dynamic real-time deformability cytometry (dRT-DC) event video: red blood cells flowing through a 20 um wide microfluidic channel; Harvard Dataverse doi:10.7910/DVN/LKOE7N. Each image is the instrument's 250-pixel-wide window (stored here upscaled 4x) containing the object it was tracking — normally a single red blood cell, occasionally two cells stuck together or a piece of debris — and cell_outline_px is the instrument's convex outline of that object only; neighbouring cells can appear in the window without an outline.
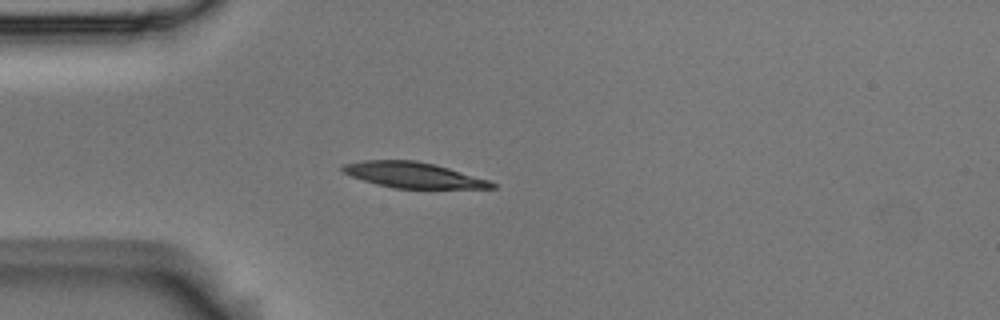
{"species": "Egyptian fruit bat (a non-hibernating species)", "species_latin": "Rousettus aegyptiacus", "temperature_condition": "room temperature", "stored_images_in_passage": 6, "camera_frame_rate_fps": 3000, "um_per_image_px": 0.085, "animal": {"sex": "male"}, "frame": {"image": 1, "passage_image": 3, "time_ms": 0.667, "image_size_px": [1000, 320], "cell_outline_px": [[496, 188], [392, 188], [376, 184], [352, 176], [344, 172], [340, 168], [344, 164], [364, 160], [416, 160], [448, 168], [488, 180], [496, 184]], "centroid_in_image_um": [35.1, 14.87], "position_along_channel_um": 49.9, "area_um2": 21.91}}
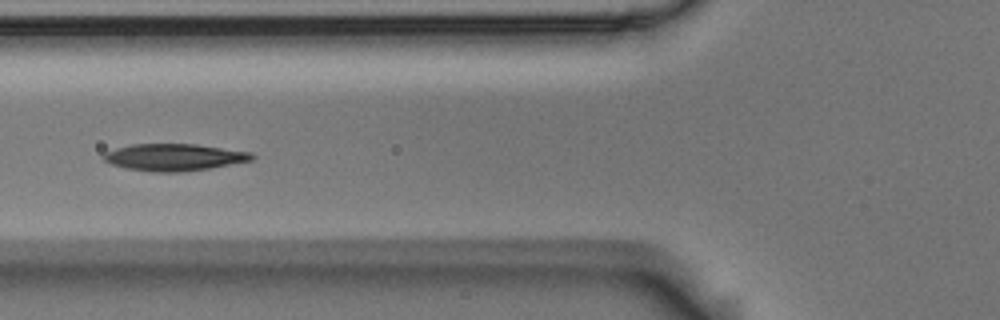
{"frame": {"image": 2, "passage_image": 5, "time_ms": 1.333, "image_size_px": [1000, 320], "cell_outline_px": [[256, 156], [252, 160], [208, 168], [180, 172], [152, 172], [124, 168], [112, 164], [104, 160], [104, 152], [116, 148], [132, 144], [196, 144], [252, 152]], "centroid_in_image_um": [14.79, 13.36], "position_along_channel_um": 111.0, "area_um2": 23.24}}
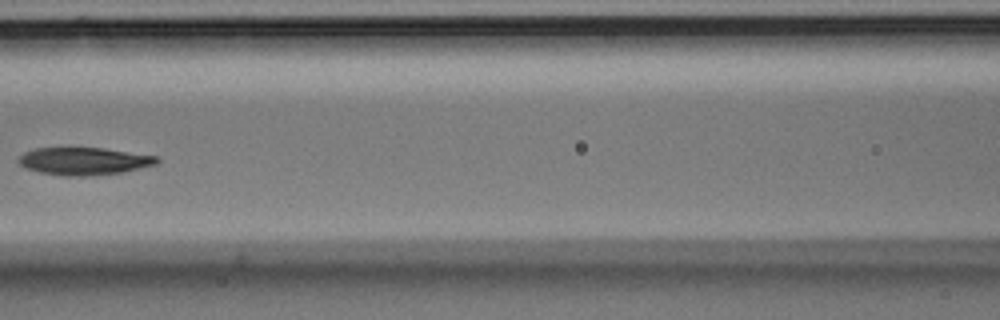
{"frame": {"image": 3, "passage_image": 6, "time_ms": 1.667, "image_size_px": [1000, 320], "cell_outline_px": [[160, 160], [156, 164], [120, 172], [88, 176], [64, 176], [40, 172], [24, 168], [16, 160], [24, 152], [36, 148], [104, 148], [156, 156]], "centroid_in_image_um": [7.09, 13.69], "position_along_channel_um": 159.5, "area_um2": 22.02}}